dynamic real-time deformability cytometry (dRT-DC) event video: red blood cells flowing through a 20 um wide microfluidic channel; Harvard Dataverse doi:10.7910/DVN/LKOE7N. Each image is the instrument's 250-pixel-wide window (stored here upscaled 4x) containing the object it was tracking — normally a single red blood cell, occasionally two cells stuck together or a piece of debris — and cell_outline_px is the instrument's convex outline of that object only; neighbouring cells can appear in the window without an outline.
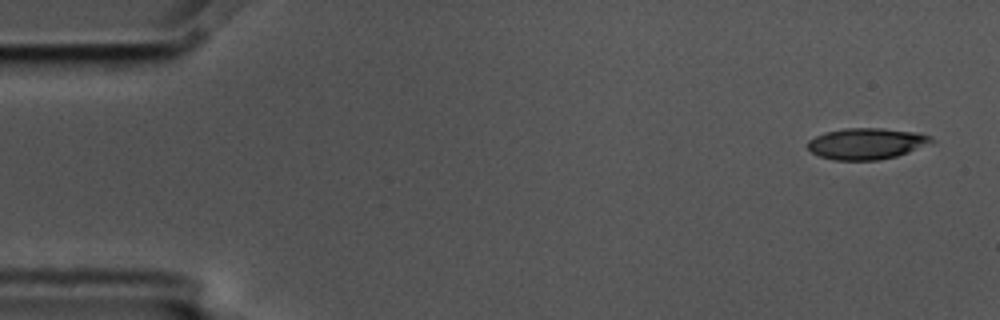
{"species": "common noctule bat (a hibernating species)", "species_latin": "Nyctalus noctula", "temperature_condition": "cold", "stored_images_in_passage": 4, "camera_frame_rate_fps": 3000, "um_per_image_px": 0.085, "animal": {"sex": "male", "body_mass_g": 17.5, "forearm_length_mm": 52.3}, "frame": {"image": 1, "passage_image": 1, "time_ms": 0.0, "image_size_px": [1000, 320], "cell_outline_px": [[936, 140], [908, 152], [896, 156], [876, 160], [832, 160], [820, 156], [812, 152], [808, 148], [808, 140], [824, 132], [844, 128], [884, 128], [916, 132], [932, 136]], "centroid_in_image_um": [73.64, 12.2], "position_along_channel_um": 11.4, "area_um2": 22.48}}
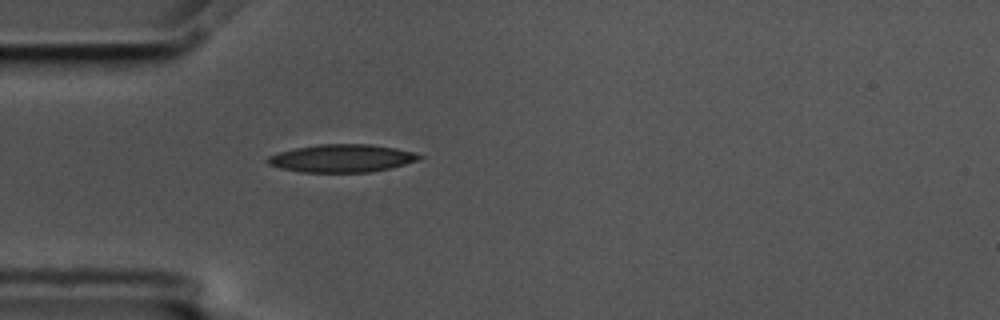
{"frame": {"image": 2, "passage_image": 4, "time_ms": 1.0, "image_size_px": [1000, 320], "cell_outline_px": [[424, 156], [420, 160], [388, 168], [368, 172], [300, 172], [280, 168], [268, 164], [264, 160], [268, 156], [280, 152], [296, 148], [320, 144], [368, 144], [396, 148], [412, 152]], "centroid_in_image_um": [29.03, 13.45], "position_along_channel_um": 56.0, "area_um2": 24.45}}